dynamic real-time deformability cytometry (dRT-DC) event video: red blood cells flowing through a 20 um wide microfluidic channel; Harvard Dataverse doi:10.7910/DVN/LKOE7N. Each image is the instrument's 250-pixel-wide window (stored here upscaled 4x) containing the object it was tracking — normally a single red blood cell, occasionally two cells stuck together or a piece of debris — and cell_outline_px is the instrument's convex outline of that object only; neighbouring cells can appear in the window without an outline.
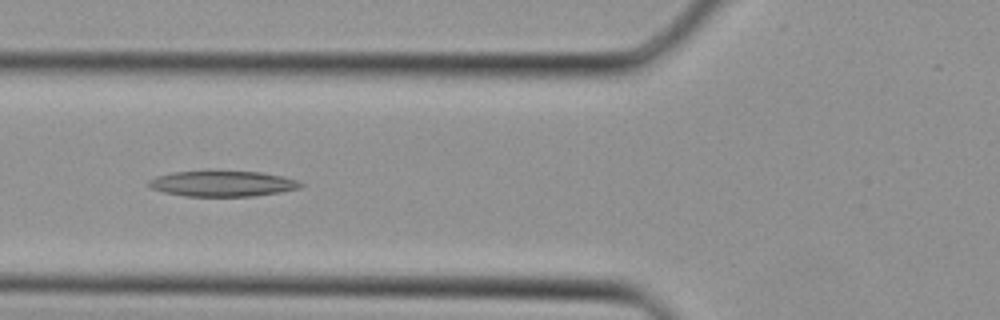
{"species": "Egyptian fruit bat (a non-hibernating species)", "species_latin": "Rousettus aegyptiacus", "temperature_condition": "cold", "stored_images_in_passage": 30, "camera_frame_rate_fps": 3000, "um_per_image_px": 0.085, "animal": {"sex": "female"}, "frame": {"image": 1, "passage_image": 7, "time_ms": 2.0, "image_size_px": [1000, 320], "cell_outline_px": [[304, 184], [300, 188], [280, 192], [252, 196], [184, 196], [164, 192], [152, 188], [148, 184], [148, 180], [156, 176], [172, 172], [208, 168], [216, 168], [260, 172], [284, 176], [300, 180]], "centroid_in_image_um": [18.91, 15.55], "position_along_channel_um": 106.9, "area_um2": 23.87}}
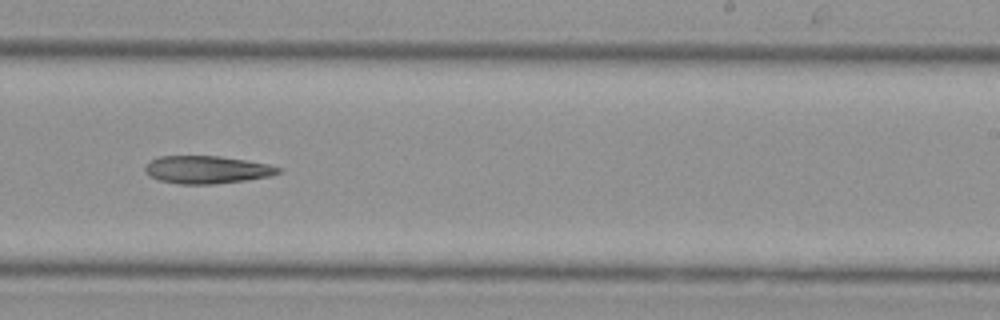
{"frame": {"image": 2, "passage_image": 16, "time_ms": 5.0, "image_size_px": [1000, 320], "cell_outline_px": [[284, 168], [280, 172], [272, 176], [248, 180], [212, 184], [180, 184], [160, 180], [152, 176], [144, 168], [156, 156], [220, 156], [268, 164]], "centroid_in_image_um": [17.65, 14.42], "position_along_channel_um": 271.3, "area_um2": 21.39}}
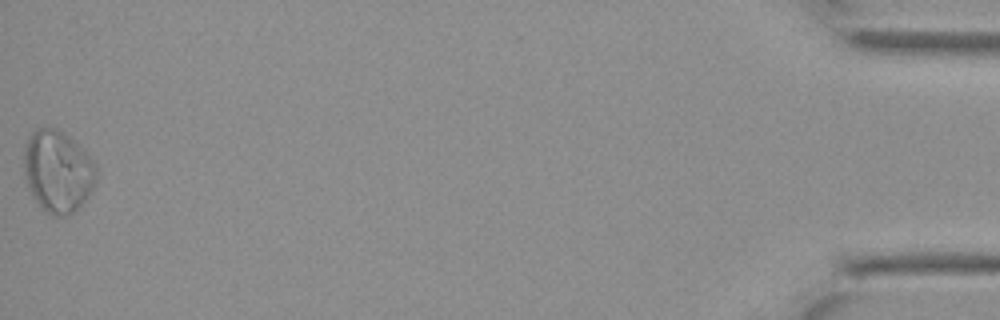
{"frame": {"image": 3, "passage_image": 30, "time_ms": 9.667, "image_size_px": [1000, 320], "cell_outline_px": [[96, 184], [92, 192], [68, 216], [52, 216], [40, 208], [32, 196], [24, 176], [24, 148], [32, 132], [36, 128], [56, 128], [68, 136], [96, 164]], "centroid_in_image_um": [4.89, 14.6], "position_along_channel_um": 430.3, "area_um2": 34.45}}